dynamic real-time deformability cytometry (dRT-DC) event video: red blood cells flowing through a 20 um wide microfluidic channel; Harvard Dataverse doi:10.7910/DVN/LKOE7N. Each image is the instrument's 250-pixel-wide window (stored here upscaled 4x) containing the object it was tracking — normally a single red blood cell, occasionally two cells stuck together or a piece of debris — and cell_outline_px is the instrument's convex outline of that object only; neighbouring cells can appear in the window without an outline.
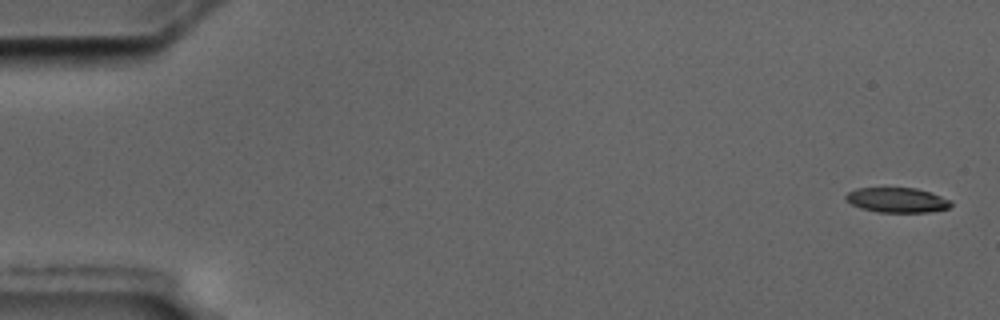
{"species": "common noctule bat (a hibernating species)", "species_latin": "Nyctalus noctula", "temperature_condition": "cold", "stored_images_in_passage": 4, "camera_frame_rate_fps": 3000, "um_per_image_px": 0.085, "animal": {"sex": "male", "body_mass_g": 17.5, "forearm_length_mm": 52.3}, "frame": {"image": 1, "passage_image": 1, "time_ms": 0.0, "image_size_px": [1000, 320], "cell_outline_px": [[952, 204], [948, 208], [928, 212], [876, 212], [860, 208], [844, 200], [844, 196], [848, 192], [856, 188], [916, 188], [952, 200]], "centroid_in_image_um": [76.21, 17.01], "position_along_channel_um": 8.8, "area_um2": 15.26}}